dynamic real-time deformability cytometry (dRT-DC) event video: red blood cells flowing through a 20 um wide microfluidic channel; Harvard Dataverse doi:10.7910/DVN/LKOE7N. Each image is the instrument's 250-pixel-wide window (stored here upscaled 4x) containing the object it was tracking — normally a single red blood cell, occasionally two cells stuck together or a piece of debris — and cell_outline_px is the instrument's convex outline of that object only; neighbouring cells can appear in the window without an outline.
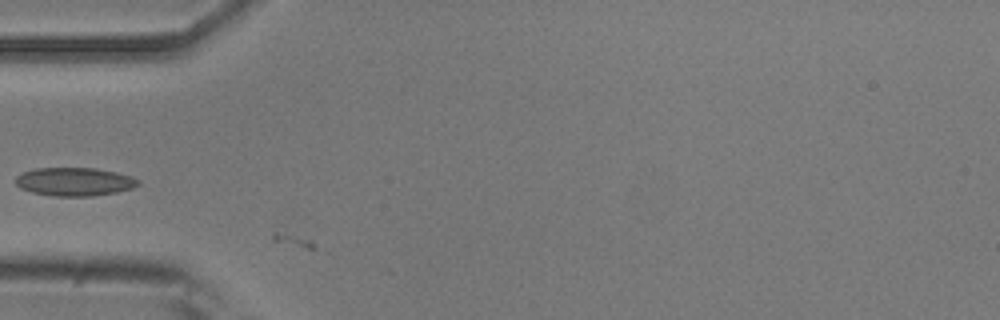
{"species": "common noctule bat (a hibernating species)", "species_latin": "Nyctalus noctula", "temperature_condition": "room temperature", "stored_images_in_passage": 3, "camera_frame_rate_fps": 3000, "um_per_image_px": 0.085, "animal": {"sex": "male", "body_mass_g": 20.5, "forearm_length_mm": 52.5}, "frame": {"image": 1, "passage_image": 2, "time_ms": 0.333, "image_size_px": [1000, 320], "cell_outline_px": [[140, 184], [132, 188], [116, 192], [92, 196], [52, 196], [32, 192], [20, 188], [16, 184], [16, 176], [24, 172], [36, 168], [96, 168], [116, 172], [132, 176], [140, 180]], "centroid_in_image_um": [6.35, 15.44], "position_along_channel_um": 78.6, "area_um2": 20.29}}